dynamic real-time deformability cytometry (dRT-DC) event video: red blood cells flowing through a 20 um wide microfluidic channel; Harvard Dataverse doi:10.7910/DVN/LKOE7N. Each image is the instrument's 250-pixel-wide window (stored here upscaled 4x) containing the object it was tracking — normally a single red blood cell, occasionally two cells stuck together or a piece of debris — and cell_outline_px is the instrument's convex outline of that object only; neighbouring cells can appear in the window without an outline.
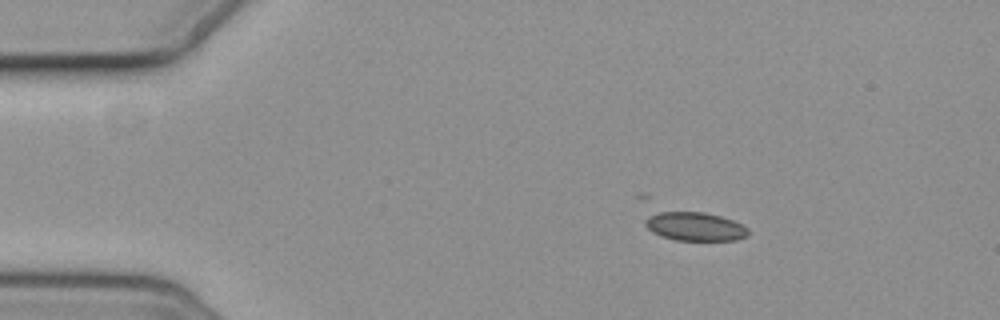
{"species": "common noctule bat (a hibernating species)", "species_latin": "Nyctalus noctula", "temperature_condition": "cold", "stored_images_in_passage": 2, "camera_frame_rate_fps": 3000, "um_per_image_px": 0.085, "animal": {"sex": "female", "body_mass_g": 19.3, "forearm_length_mm": 54.1}, "frame": {"image": 1, "passage_image": 1, "time_ms": 0.0, "image_size_px": [1000, 320], "cell_outline_px": [[748, 236], [736, 240], [676, 240], [660, 236], [652, 232], [644, 224], [644, 220], [648, 216], [660, 212], [704, 212], [720, 216], [732, 220], [748, 228]], "centroid_in_image_um": [59.06, 19.26], "position_along_channel_um": 25.9, "area_um2": 17.11}}